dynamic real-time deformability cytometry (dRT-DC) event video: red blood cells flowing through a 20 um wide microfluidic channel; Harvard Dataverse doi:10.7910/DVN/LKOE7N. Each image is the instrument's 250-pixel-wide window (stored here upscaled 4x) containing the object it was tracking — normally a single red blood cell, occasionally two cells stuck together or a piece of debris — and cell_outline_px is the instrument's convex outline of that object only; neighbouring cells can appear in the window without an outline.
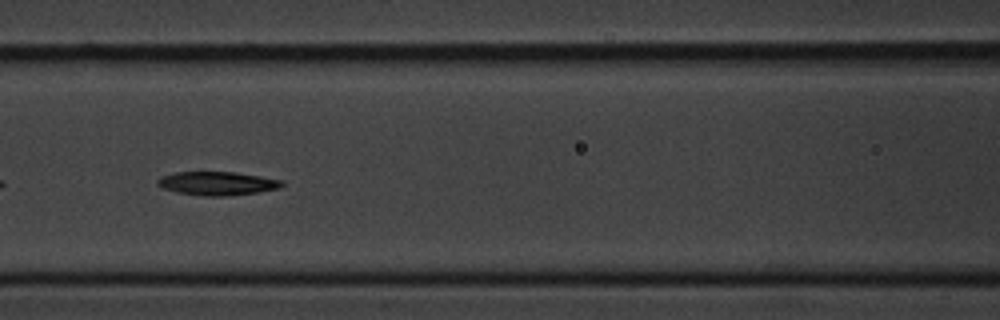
{"species": "common noctule bat (a hibernating species)", "species_latin": "Nyctalus noctula", "temperature_condition": "cold", "stored_images_in_passage": 9, "segment_of_instrument_passage": [2, 2], "camera_frame_rate_fps": 3000, "um_per_image_px": 0.085, "animal": {"sex": "male", "body_mass_g": 20.1, "forearm_length_mm": 53.5}, "frame": {"image": 1, "passage_image": 6, "time_ms": 5.667, "image_size_px": [1000, 320], "cell_outline_px": [[284, 184], [280, 188], [260, 192], [228, 196], [204, 196], [176, 192], [164, 188], [156, 184], [156, 180], [164, 176], [176, 172], [236, 172], [260, 176], [280, 180]], "centroid_in_image_um": [18.48, 15.59], "position_along_channel_um": 148.1, "area_um2": 17.05}}
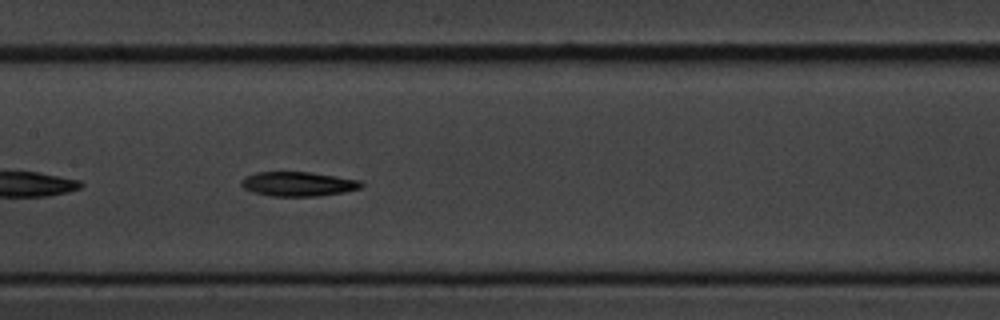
{"frame": {"image": 2, "passage_image": 7, "time_ms": 6.667, "image_size_px": [1000, 320], "cell_outline_px": [[364, 184], [360, 188], [344, 192], [320, 196], [272, 196], [252, 192], [244, 188], [240, 184], [240, 180], [244, 176], [256, 172], [312, 172], [360, 180]], "centroid_in_image_um": [25.32, 15.63], "position_along_channel_um": 182.1, "area_um2": 17.22}}
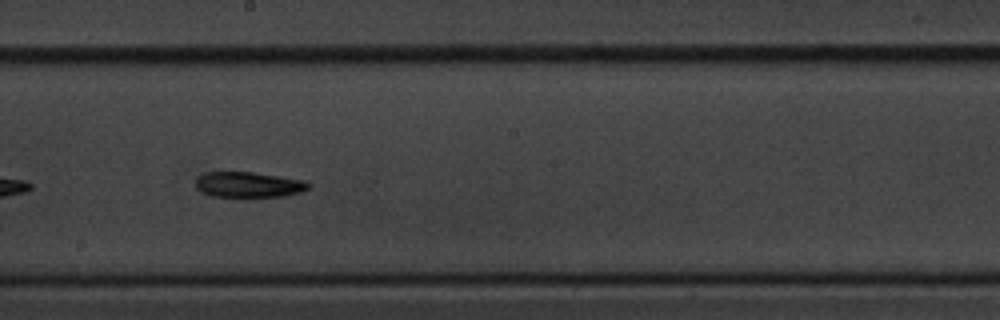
{"frame": {"image": 3, "passage_image": 8, "time_ms": 8.0, "image_size_px": [1000, 320], "cell_outline_px": [[312, 184], [308, 188], [300, 192], [284, 196], [252, 200], [244, 200], [212, 196], [196, 188], [196, 176], [204, 172], [252, 172], [304, 180]], "centroid_in_image_um": [21.11, 15.75], "position_along_channel_um": 227.1, "area_um2": 17.74}}